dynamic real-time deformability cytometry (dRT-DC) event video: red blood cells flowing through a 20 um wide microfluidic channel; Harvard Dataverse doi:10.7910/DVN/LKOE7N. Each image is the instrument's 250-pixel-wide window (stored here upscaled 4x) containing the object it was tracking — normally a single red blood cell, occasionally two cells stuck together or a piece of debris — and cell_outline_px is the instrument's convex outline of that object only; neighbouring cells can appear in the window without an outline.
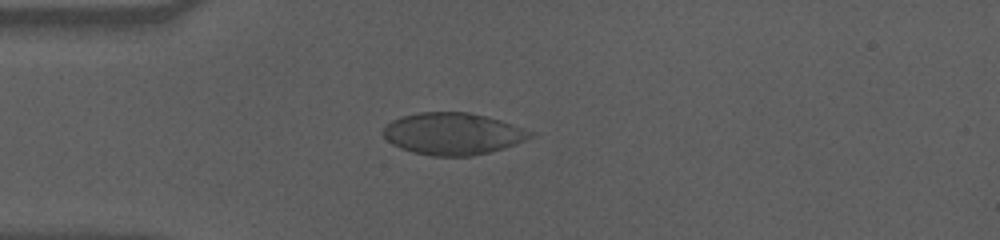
{"species": "human", "species_latin": "Homo sapiens", "temperature_condition": "cold", "stored_images_in_passage": 43, "camera_frame_rate_fps": 3000, "um_per_image_px": 0.085, "donor": {"sex": "male"}, "frame": {"image": 1, "passage_image": 1, "time_ms": 0.0, "image_size_px": [1000, 240], "cell_outline_px": [[532, 136], [516, 144], [504, 148], [472, 156], [432, 156], [412, 152], [400, 148], [392, 144], [380, 132], [392, 120], [400, 116], [420, 112], [468, 112], [500, 120], [532, 132]], "centroid_in_image_um": [38.43, 11.37], "position_along_channel_um": 46.6, "area_um2": 35.72}}
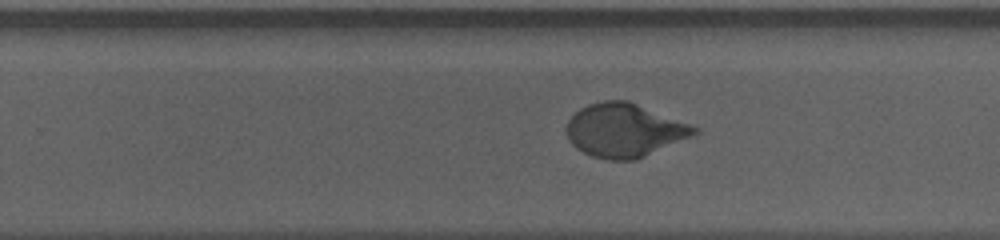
{"frame": {"image": 2, "passage_image": 22, "time_ms": 7.0, "image_size_px": [1000, 240], "cell_outline_px": [[700, 132], [692, 136], [636, 160], [608, 160], [592, 156], [576, 148], [568, 140], [564, 132], [564, 128], [568, 120], [580, 108], [588, 104], [604, 100], [628, 100], [700, 128]], "centroid_in_image_um": [53.04, 11.07], "position_along_channel_um": 276.8, "area_um2": 40.06}}
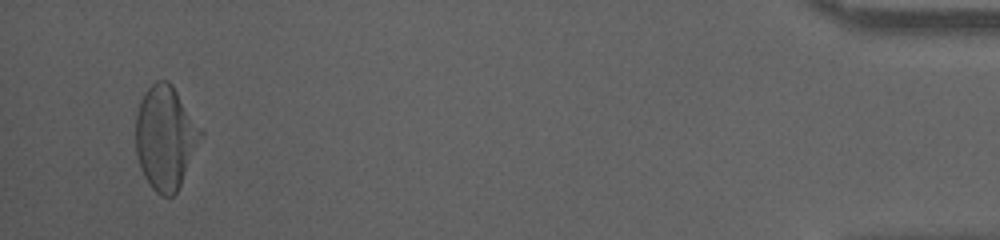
{"frame": {"image": 3, "passage_image": 41, "time_ms": 13.333, "image_size_px": [1000, 240], "cell_outline_px": [[204, 136], [176, 192], [172, 196], [160, 196], [148, 184], [140, 168], [136, 156], [136, 116], [140, 100], [144, 92], [156, 80], [168, 80], [172, 84], [204, 132]], "centroid_in_image_um": [14.06, 11.69], "position_along_channel_um": 421.1, "area_um2": 39.48}, "authors_computed_cell_mechanics": {"area_um2": 39.015, "velocity_mm_per_s": 3.5253, "shape_relaxation_time_tau1_ms": 5.0347, "shape_relaxation_time_tau2_ms": null, "deformation_change_tau1": 0.1868, "deformation_change_tau2": null}}